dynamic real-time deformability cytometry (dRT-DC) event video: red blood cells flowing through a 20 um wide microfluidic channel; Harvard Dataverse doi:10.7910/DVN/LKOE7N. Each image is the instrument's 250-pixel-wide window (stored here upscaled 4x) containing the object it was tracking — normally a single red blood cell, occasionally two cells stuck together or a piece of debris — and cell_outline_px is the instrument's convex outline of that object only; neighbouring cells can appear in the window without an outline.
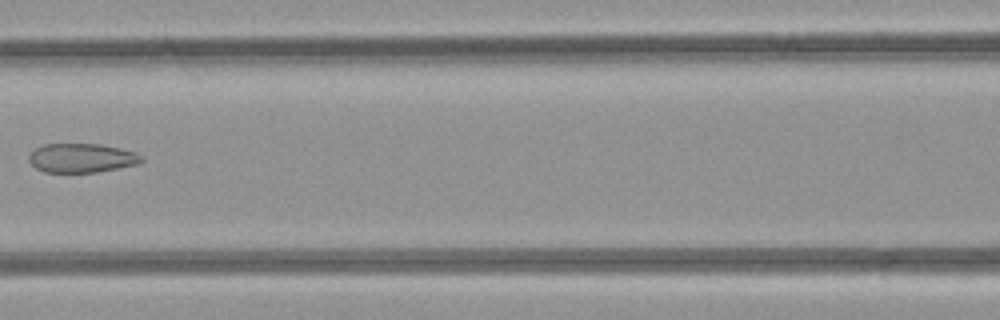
{"species": "common noctule bat (a hibernating species)", "species_latin": "Nyctalus noctula", "temperature_condition": "room temperature", "stored_images_in_passage": 6, "camera_frame_rate_fps": 3000, "um_per_image_px": 0.085, "animal": {"sex": "female", "body_mass_g": 21.9}, "frame": {"image": 1, "passage_image": 6, "time_ms": 5.667, "image_size_px": [1000, 320], "cell_outline_px": [[144, 160], [136, 164], [96, 172], [44, 172], [36, 168], [28, 160], [28, 156], [36, 148], [44, 144], [100, 144], [136, 152], [144, 156]], "centroid_in_image_um": [6.94, 13.42], "position_along_channel_um": 159.7, "area_um2": 18.96}}